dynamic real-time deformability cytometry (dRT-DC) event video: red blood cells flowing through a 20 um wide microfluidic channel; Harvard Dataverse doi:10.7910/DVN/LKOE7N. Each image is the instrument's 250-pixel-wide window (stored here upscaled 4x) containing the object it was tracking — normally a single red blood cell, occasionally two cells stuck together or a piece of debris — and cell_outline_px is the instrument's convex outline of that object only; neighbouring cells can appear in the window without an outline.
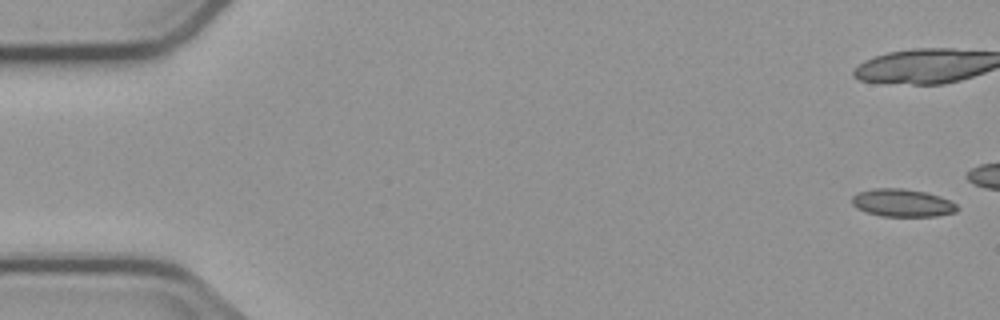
{"species": "common noctule bat (a hibernating species)", "species_latin": "Nyctalus noctula", "temperature_condition": "cold", "stored_images_in_passage": 3, "camera_frame_rate_fps": 3000, "um_per_image_px": 0.085, "animal": {"sex": "male", "body_mass_g": 23.1, "forearm_length_mm": 52.7}, "frame": {"image": 1, "passage_image": 1, "time_ms": 0.0, "image_size_px": [1000, 320], "cell_outline_px": [[960, 208], [956, 212], [936, 216], [880, 216], [856, 208], [852, 204], [852, 196], [860, 192], [876, 188], [904, 188], [924, 192], [940, 196], [956, 204]], "centroid_in_image_um": [76.71, 17.25], "position_along_channel_um": 8.3, "area_um2": 16.94}}